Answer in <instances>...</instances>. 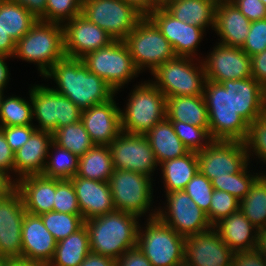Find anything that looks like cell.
Listing matches in <instances>:
<instances>
[{
    "mask_svg": "<svg viewBox=\"0 0 266 266\" xmlns=\"http://www.w3.org/2000/svg\"><path fill=\"white\" fill-rule=\"evenodd\" d=\"M74 185L84 221L115 211L109 182L78 177L70 179Z\"/></svg>",
    "mask_w": 266,
    "mask_h": 266,
    "instance_id": "603a6c76",
    "label": "cell"
},
{
    "mask_svg": "<svg viewBox=\"0 0 266 266\" xmlns=\"http://www.w3.org/2000/svg\"><path fill=\"white\" fill-rule=\"evenodd\" d=\"M4 89H1L0 88V108H1V104H2V102H3V99H4Z\"/></svg>",
    "mask_w": 266,
    "mask_h": 266,
    "instance_id": "a7ac6f4b",
    "label": "cell"
},
{
    "mask_svg": "<svg viewBox=\"0 0 266 266\" xmlns=\"http://www.w3.org/2000/svg\"><path fill=\"white\" fill-rule=\"evenodd\" d=\"M113 170L109 146L94 145L79 157L76 175L87 179L109 182Z\"/></svg>",
    "mask_w": 266,
    "mask_h": 266,
    "instance_id": "836d02e7",
    "label": "cell"
},
{
    "mask_svg": "<svg viewBox=\"0 0 266 266\" xmlns=\"http://www.w3.org/2000/svg\"><path fill=\"white\" fill-rule=\"evenodd\" d=\"M43 77L47 81L54 79L58 87L52 89L69 98L81 110L106 102L116 94L102 78L90 72L80 58L65 56Z\"/></svg>",
    "mask_w": 266,
    "mask_h": 266,
    "instance_id": "6da1fadb",
    "label": "cell"
},
{
    "mask_svg": "<svg viewBox=\"0 0 266 266\" xmlns=\"http://www.w3.org/2000/svg\"><path fill=\"white\" fill-rule=\"evenodd\" d=\"M8 266H41V265L21 259H14L9 263Z\"/></svg>",
    "mask_w": 266,
    "mask_h": 266,
    "instance_id": "03108f58",
    "label": "cell"
},
{
    "mask_svg": "<svg viewBox=\"0 0 266 266\" xmlns=\"http://www.w3.org/2000/svg\"><path fill=\"white\" fill-rule=\"evenodd\" d=\"M63 25L37 20L30 30L16 43L13 56L37 64L43 77L53 65L64 58Z\"/></svg>",
    "mask_w": 266,
    "mask_h": 266,
    "instance_id": "277c9868",
    "label": "cell"
},
{
    "mask_svg": "<svg viewBox=\"0 0 266 266\" xmlns=\"http://www.w3.org/2000/svg\"><path fill=\"white\" fill-rule=\"evenodd\" d=\"M203 61L206 80L221 83L252 77L251 57L241 48L216 43Z\"/></svg>",
    "mask_w": 266,
    "mask_h": 266,
    "instance_id": "ac0fdd59",
    "label": "cell"
},
{
    "mask_svg": "<svg viewBox=\"0 0 266 266\" xmlns=\"http://www.w3.org/2000/svg\"><path fill=\"white\" fill-rule=\"evenodd\" d=\"M146 221V227L139 225L137 246L151 264L153 266L183 264L185 237L164 224L158 217Z\"/></svg>",
    "mask_w": 266,
    "mask_h": 266,
    "instance_id": "9c48e42d",
    "label": "cell"
},
{
    "mask_svg": "<svg viewBox=\"0 0 266 266\" xmlns=\"http://www.w3.org/2000/svg\"><path fill=\"white\" fill-rule=\"evenodd\" d=\"M7 58H13L9 56H0V88L1 89H6L7 83L9 82L10 79V73H9V68L7 66V63L5 62Z\"/></svg>",
    "mask_w": 266,
    "mask_h": 266,
    "instance_id": "91938a15",
    "label": "cell"
},
{
    "mask_svg": "<svg viewBox=\"0 0 266 266\" xmlns=\"http://www.w3.org/2000/svg\"><path fill=\"white\" fill-rule=\"evenodd\" d=\"M251 73L264 89H266V50L251 57Z\"/></svg>",
    "mask_w": 266,
    "mask_h": 266,
    "instance_id": "11a10c76",
    "label": "cell"
},
{
    "mask_svg": "<svg viewBox=\"0 0 266 266\" xmlns=\"http://www.w3.org/2000/svg\"><path fill=\"white\" fill-rule=\"evenodd\" d=\"M184 191L205 213L209 211L214 188L211 181L199 170L188 182Z\"/></svg>",
    "mask_w": 266,
    "mask_h": 266,
    "instance_id": "7dc6e473",
    "label": "cell"
},
{
    "mask_svg": "<svg viewBox=\"0 0 266 266\" xmlns=\"http://www.w3.org/2000/svg\"><path fill=\"white\" fill-rule=\"evenodd\" d=\"M166 117L170 121L204 127L209 132L208 111L203 95L167 97Z\"/></svg>",
    "mask_w": 266,
    "mask_h": 266,
    "instance_id": "f1b7e54d",
    "label": "cell"
},
{
    "mask_svg": "<svg viewBox=\"0 0 266 266\" xmlns=\"http://www.w3.org/2000/svg\"><path fill=\"white\" fill-rule=\"evenodd\" d=\"M241 49L250 57L266 50V19L251 22Z\"/></svg>",
    "mask_w": 266,
    "mask_h": 266,
    "instance_id": "c3c4849f",
    "label": "cell"
},
{
    "mask_svg": "<svg viewBox=\"0 0 266 266\" xmlns=\"http://www.w3.org/2000/svg\"><path fill=\"white\" fill-rule=\"evenodd\" d=\"M21 237L22 260L48 266L53 259L57 241L45 228L39 215L25 213Z\"/></svg>",
    "mask_w": 266,
    "mask_h": 266,
    "instance_id": "44dd1931",
    "label": "cell"
},
{
    "mask_svg": "<svg viewBox=\"0 0 266 266\" xmlns=\"http://www.w3.org/2000/svg\"><path fill=\"white\" fill-rule=\"evenodd\" d=\"M64 52L67 57L82 59L88 53L107 46L113 39L105 30L78 15L63 24Z\"/></svg>",
    "mask_w": 266,
    "mask_h": 266,
    "instance_id": "ffe728a7",
    "label": "cell"
},
{
    "mask_svg": "<svg viewBox=\"0 0 266 266\" xmlns=\"http://www.w3.org/2000/svg\"><path fill=\"white\" fill-rule=\"evenodd\" d=\"M171 0H149V14L155 9L165 7Z\"/></svg>",
    "mask_w": 266,
    "mask_h": 266,
    "instance_id": "e7e4bbea",
    "label": "cell"
},
{
    "mask_svg": "<svg viewBox=\"0 0 266 266\" xmlns=\"http://www.w3.org/2000/svg\"><path fill=\"white\" fill-rule=\"evenodd\" d=\"M233 252L250 251L257 247L258 229L239 209L213 226Z\"/></svg>",
    "mask_w": 266,
    "mask_h": 266,
    "instance_id": "83f0119b",
    "label": "cell"
},
{
    "mask_svg": "<svg viewBox=\"0 0 266 266\" xmlns=\"http://www.w3.org/2000/svg\"><path fill=\"white\" fill-rule=\"evenodd\" d=\"M165 193L184 190L198 171L196 152L162 162L160 165Z\"/></svg>",
    "mask_w": 266,
    "mask_h": 266,
    "instance_id": "1f68e13d",
    "label": "cell"
},
{
    "mask_svg": "<svg viewBox=\"0 0 266 266\" xmlns=\"http://www.w3.org/2000/svg\"><path fill=\"white\" fill-rule=\"evenodd\" d=\"M49 148L54 151L48 152L47 159L49 160L46 162L42 175L59 180H70L75 177L78 170L79 156L61 148L54 142L51 143Z\"/></svg>",
    "mask_w": 266,
    "mask_h": 266,
    "instance_id": "8d00e7d4",
    "label": "cell"
},
{
    "mask_svg": "<svg viewBox=\"0 0 266 266\" xmlns=\"http://www.w3.org/2000/svg\"><path fill=\"white\" fill-rule=\"evenodd\" d=\"M240 201L225 191L214 189L209 211L206 213L209 223L214 226L224 217L239 210Z\"/></svg>",
    "mask_w": 266,
    "mask_h": 266,
    "instance_id": "f6af8a7d",
    "label": "cell"
},
{
    "mask_svg": "<svg viewBox=\"0 0 266 266\" xmlns=\"http://www.w3.org/2000/svg\"><path fill=\"white\" fill-rule=\"evenodd\" d=\"M249 162L237 173L228 174V177L214 178L211 180L214 189L228 192L241 201L250 191L253 183L263 174L248 171ZM256 174V175H255Z\"/></svg>",
    "mask_w": 266,
    "mask_h": 266,
    "instance_id": "ab89813d",
    "label": "cell"
},
{
    "mask_svg": "<svg viewBox=\"0 0 266 266\" xmlns=\"http://www.w3.org/2000/svg\"><path fill=\"white\" fill-rule=\"evenodd\" d=\"M124 42L140 73L145 69L152 73L158 66L176 57L172 45L148 16L138 22Z\"/></svg>",
    "mask_w": 266,
    "mask_h": 266,
    "instance_id": "52a82bcc",
    "label": "cell"
},
{
    "mask_svg": "<svg viewBox=\"0 0 266 266\" xmlns=\"http://www.w3.org/2000/svg\"><path fill=\"white\" fill-rule=\"evenodd\" d=\"M198 170L210 181L239 172L248 162L245 143L242 141L213 140L196 153Z\"/></svg>",
    "mask_w": 266,
    "mask_h": 266,
    "instance_id": "5bb4252c",
    "label": "cell"
},
{
    "mask_svg": "<svg viewBox=\"0 0 266 266\" xmlns=\"http://www.w3.org/2000/svg\"><path fill=\"white\" fill-rule=\"evenodd\" d=\"M25 7L35 18L40 20L45 15L47 0H11Z\"/></svg>",
    "mask_w": 266,
    "mask_h": 266,
    "instance_id": "9f6ffc18",
    "label": "cell"
},
{
    "mask_svg": "<svg viewBox=\"0 0 266 266\" xmlns=\"http://www.w3.org/2000/svg\"><path fill=\"white\" fill-rule=\"evenodd\" d=\"M16 51V42L0 27V56L13 57Z\"/></svg>",
    "mask_w": 266,
    "mask_h": 266,
    "instance_id": "680465c9",
    "label": "cell"
},
{
    "mask_svg": "<svg viewBox=\"0 0 266 266\" xmlns=\"http://www.w3.org/2000/svg\"><path fill=\"white\" fill-rule=\"evenodd\" d=\"M79 266H116L112 257L90 252Z\"/></svg>",
    "mask_w": 266,
    "mask_h": 266,
    "instance_id": "6f0895ef",
    "label": "cell"
},
{
    "mask_svg": "<svg viewBox=\"0 0 266 266\" xmlns=\"http://www.w3.org/2000/svg\"><path fill=\"white\" fill-rule=\"evenodd\" d=\"M126 3L133 5L144 16L149 15V0H124Z\"/></svg>",
    "mask_w": 266,
    "mask_h": 266,
    "instance_id": "6125c7cd",
    "label": "cell"
},
{
    "mask_svg": "<svg viewBox=\"0 0 266 266\" xmlns=\"http://www.w3.org/2000/svg\"><path fill=\"white\" fill-rule=\"evenodd\" d=\"M33 119L37 130L53 133L56 129L80 121L81 109L66 96L60 95L52 87L34 85L30 87Z\"/></svg>",
    "mask_w": 266,
    "mask_h": 266,
    "instance_id": "7c38bea8",
    "label": "cell"
},
{
    "mask_svg": "<svg viewBox=\"0 0 266 266\" xmlns=\"http://www.w3.org/2000/svg\"><path fill=\"white\" fill-rule=\"evenodd\" d=\"M166 208H158L157 217L184 237L209 230L206 213L184 191L165 193ZM163 209V210H162Z\"/></svg>",
    "mask_w": 266,
    "mask_h": 266,
    "instance_id": "4fadbf2b",
    "label": "cell"
},
{
    "mask_svg": "<svg viewBox=\"0 0 266 266\" xmlns=\"http://www.w3.org/2000/svg\"><path fill=\"white\" fill-rule=\"evenodd\" d=\"M233 253L212 226L185 237L183 263L188 266H232Z\"/></svg>",
    "mask_w": 266,
    "mask_h": 266,
    "instance_id": "e0dca14e",
    "label": "cell"
},
{
    "mask_svg": "<svg viewBox=\"0 0 266 266\" xmlns=\"http://www.w3.org/2000/svg\"><path fill=\"white\" fill-rule=\"evenodd\" d=\"M171 123L175 133L189 151L197 153L213 141L204 127H197L179 121H171Z\"/></svg>",
    "mask_w": 266,
    "mask_h": 266,
    "instance_id": "b9f144b4",
    "label": "cell"
},
{
    "mask_svg": "<svg viewBox=\"0 0 266 266\" xmlns=\"http://www.w3.org/2000/svg\"><path fill=\"white\" fill-rule=\"evenodd\" d=\"M152 177L130 170H113L110 177L111 195L116 210L143 217L149 213L147 219L157 217L158 209L153 207Z\"/></svg>",
    "mask_w": 266,
    "mask_h": 266,
    "instance_id": "ba28073f",
    "label": "cell"
},
{
    "mask_svg": "<svg viewBox=\"0 0 266 266\" xmlns=\"http://www.w3.org/2000/svg\"><path fill=\"white\" fill-rule=\"evenodd\" d=\"M239 209L258 229L266 228V173L251 186L248 194L240 201Z\"/></svg>",
    "mask_w": 266,
    "mask_h": 266,
    "instance_id": "d590c367",
    "label": "cell"
},
{
    "mask_svg": "<svg viewBox=\"0 0 266 266\" xmlns=\"http://www.w3.org/2000/svg\"><path fill=\"white\" fill-rule=\"evenodd\" d=\"M14 187L20 192L27 213L41 215L53 211L56 179L42 174L28 175L16 180Z\"/></svg>",
    "mask_w": 266,
    "mask_h": 266,
    "instance_id": "d4e9b609",
    "label": "cell"
},
{
    "mask_svg": "<svg viewBox=\"0 0 266 266\" xmlns=\"http://www.w3.org/2000/svg\"><path fill=\"white\" fill-rule=\"evenodd\" d=\"M256 250L266 258V228L258 230Z\"/></svg>",
    "mask_w": 266,
    "mask_h": 266,
    "instance_id": "be15d7a7",
    "label": "cell"
},
{
    "mask_svg": "<svg viewBox=\"0 0 266 266\" xmlns=\"http://www.w3.org/2000/svg\"><path fill=\"white\" fill-rule=\"evenodd\" d=\"M244 143L248 160L255 154L266 165V112L250 124Z\"/></svg>",
    "mask_w": 266,
    "mask_h": 266,
    "instance_id": "7bdbcfd3",
    "label": "cell"
},
{
    "mask_svg": "<svg viewBox=\"0 0 266 266\" xmlns=\"http://www.w3.org/2000/svg\"><path fill=\"white\" fill-rule=\"evenodd\" d=\"M127 100L126 109H120L121 130L126 133L146 135L166 118V97L150 80L136 85Z\"/></svg>",
    "mask_w": 266,
    "mask_h": 266,
    "instance_id": "5b68a950",
    "label": "cell"
},
{
    "mask_svg": "<svg viewBox=\"0 0 266 266\" xmlns=\"http://www.w3.org/2000/svg\"><path fill=\"white\" fill-rule=\"evenodd\" d=\"M116 266H153L145 257L144 252L135 246L125 251L119 259L116 260Z\"/></svg>",
    "mask_w": 266,
    "mask_h": 266,
    "instance_id": "f5cc1de1",
    "label": "cell"
},
{
    "mask_svg": "<svg viewBox=\"0 0 266 266\" xmlns=\"http://www.w3.org/2000/svg\"><path fill=\"white\" fill-rule=\"evenodd\" d=\"M81 15L118 41H124L144 17L124 0H83Z\"/></svg>",
    "mask_w": 266,
    "mask_h": 266,
    "instance_id": "8fae6325",
    "label": "cell"
},
{
    "mask_svg": "<svg viewBox=\"0 0 266 266\" xmlns=\"http://www.w3.org/2000/svg\"><path fill=\"white\" fill-rule=\"evenodd\" d=\"M53 211L81 215L76 191L71 180L56 179Z\"/></svg>",
    "mask_w": 266,
    "mask_h": 266,
    "instance_id": "bcb514c9",
    "label": "cell"
},
{
    "mask_svg": "<svg viewBox=\"0 0 266 266\" xmlns=\"http://www.w3.org/2000/svg\"><path fill=\"white\" fill-rule=\"evenodd\" d=\"M0 129L3 131L11 150L15 153L28 141L32 133L36 130V127L34 125H18L0 127Z\"/></svg>",
    "mask_w": 266,
    "mask_h": 266,
    "instance_id": "681fc988",
    "label": "cell"
},
{
    "mask_svg": "<svg viewBox=\"0 0 266 266\" xmlns=\"http://www.w3.org/2000/svg\"><path fill=\"white\" fill-rule=\"evenodd\" d=\"M33 125L32 102L19 96L5 97L0 108V127Z\"/></svg>",
    "mask_w": 266,
    "mask_h": 266,
    "instance_id": "f35d334b",
    "label": "cell"
},
{
    "mask_svg": "<svg viewBox=\"0 0 266 266\" xmlns=\"http://www.w3.org/2000/svg\"><path fill=\"white\" fill-rule=\"evenodd\" d=\"M26 210L13 187L0 198V257L22 260V223Z\"/></svg>",
    "mask_w": 266,
    "mask_h": 266,
    "instance_id": "2e32d148",
    "label": "cell"
},
{
    "mask_svg": "<svg viewBox=\"0 0 266 266\" xmlns=\"http://www.w3.org/2000/svg\"><path fill=\"white\" fill-rule=\"evenodd\" d=\"M14 187V182L0 171V198Z\"/></svg>",
    "mask_w": 266,
    "mask_h": 266,
    "instance_id": "94428289",
    "label": "cell"
},
{
    "mask_svg": "<svg viewBox=\"0 0 266 266\" xmlns=\"http://www.w3.org/2000/svg\"><path fill=\"white\" fill-rule=\"evenodd\" d=\"M113 168L152 176L159 166L145 135L122 131L109 145Z\"/></svg>",
    "mask_w": 266,
    "mask_h": 266,
    "instance_id": "9a60e30c",
    "label": "cell"
},
{
    "mask_svg": "<svg viewBox=\"0 0 266 266\" xmlns=\"http://www.w3.org/2000/svg\"><path fill=\"white\" fill-rule=\"evenodd\" d=\"M154 152L155 159L162 162L184 156L189 150L175 133L171 121L166 117L145 135Z\"/></svg>",
    "mask_w": 266,
    "mask_h": 266,
    "instance_id": "f546056e",
    "label": "cell"
},
{
    "mask_svg": "<svg viewBox=\"0 0 266 266\" xmlns=\"http://www.w3.org/2000/svg\"><path fill=\"white\" fill-rule=\"evenodd\" d=\"M52 142L51 132L36 129L32 133L28 141L14 153V174H18L13 182L28 175L43 173Z\"/></svg>",
    "mask_w": 266,
    "mask_h": 266,
    "instance_id": "cb8c5ba5",
    "label": "cell"
},
{
    "mask_svg": "<svg viewBox=\"0 0 266 266\" xmlns=\"http://www.w3.org/2000/svg\"><path fill=\"white\" fill-rule=\"evenodd\" d=\"M205 1L213 2L217 6L222 0H205Z\"/></svg>",
    "mask_w": 266,
    "mask_h": 266,
    "instance_id": "89a4df30",
    "label": "cell"
},
{
    "mask_svg": "<svg viewBox=\"0 0 266 266\" xmlns=\"http://www.w3.org/2000/svg\"><path fill=\"white\" fill-rule=\"evenodd\" d=\"M82 59L89 71L102 78L116 93L140 73L124 41L113 40Z\"/></svg>",
    "mask_w": 266,
    "mask_h": 266,
    "instance_id": "30bf717a",
    "label": "cell"
},
{
    "mask_svg": "<svg viewBox=\"0 0 266 266\" xmlns=\"http://www.w3.org/2000/svg\"><path fill=\"white\" fill-rule=\"evenodd\" d=\"M251 22L266 19V6L260 0H231Z\"/></svg>",
    "mask_w": 266,
    "mask_h": 266,
    "instance_id": "f907efd6",
    "label": "cell"
},
{
    "mask_svg": "<svg viewBox=\"0 0 266 266\" xmlns=\"http://www.w3.org/2000/svg\"><path fill=\"white\" fill-rule=\"evenodd\" d=\"M81 8L82 0H47L45 15L40 20L63 25L80 15Z\"/></svg>",
    "mask_w": 266,
    "mask_h": 266,
    "instance_id": "ee69618b",
    "label": "cell"
},
{
    "mask_svg": "<svg viewBox=\"0 0 266 266\" xmlns=\"http://www.w3.org/2000/svg\"><path fill=\"white\" fill-rule=\"evenodd\" d=\"M148 17L172 45L176 56L196 58L197 48L205 35L203 28L176 19L164 7L155 8Z\"/></svg>",
    "mask_w": 266,
    "mask_h": 266,
    "instance_id": "d6986e66",
    "label": "cell"
},
{
    "mask_svg": "<svg viewBox=\"0 0 266 266\" xmlns=\"http://www.w3.org/2000/svg\"><path fill=\"white\" fill-rule=\"evenodd\" d=\"M80 120L95 145L108 146L122 132L120 107L114 96L106 102L82 110Z\"/></svg>",
    "mask_w": 266,
    "mask_h": 266,
    "instance_id": "7402d4cb",
    "label": "cell"
},
{
    "mask_svg": "<svg viewBox=\"0 0 266 266\" xmlns=\"http://www.w3.org/2000/svg\"><path fill=\"white\" fill-rule=\"evenodd\" d=\"M38 19L11 0H0V27L17 43Z\"/></svg>",
    "mask_w": 266,
    "mask_h": 266,
    "instance_id": "e575fe53",
    "label": "cell"
},
{
    "mask_svg": "<svg viewBox=\"0 0 266 266\" xmlns=\"http://www.w3.org/2000/svg\"><path fill=\"white\" fill-rule=\"evenodd\" d=\"M232 109L249 124L266 112V89L254 78L231 80Z\"/></svg>",
    "mask_w": 266,
    "mask_h": 266,
    "instance_id": "4316f807",
    "label": "cell"
},
{
    "mask_svg": "<svg viewBox=\"0 0 266 266\" xmlns=\"http://www.w3.org/2000/svg\"><path fill=\"white\" fill-rule=\"evenodd\" d=\"M251 21L230 1H221L215 10L214 31L220 44L242 48L249 33Z\"/></svg>",
    "mask_w": 266,
    "mask_h": 266,
    "instance_id": "484cf974",
    "label": "cell"
},
{
    "mask_svg": "<svg viewBox=\"0 0 266 266\" xmlns=\"http://www.w3.org/2000/svg\"><path fill=\"white\" fill-rule=\"evenodd\" d=\"M203 97L208 111L211 139L244 142L250 124L232 109L231 80L221 83L206 80Z\"/></svg>",
    "mask_w": 266,
    "mask_h": 266,
    "instance_id": "3957f363",
    "label": "cell"
},
{
    "mask_svg": "<svg viewBox=\"0 0 266 266\" xmlns=\"http://www.w3.org/2000/svg\"><path fill=\"white\" fill-rule=\"evenodd\" d=\"M266 6V0H260Z\"/></svg>",
    "mask_w": 266,
    "mask_h": 266,
    "instance_id": "2644e50d",
    "label": "cell"
},
{
    "mask_svg": "<svg viewBox=\"0 0 266 266\" xmlns=\"http://www.w3.org/2000/svg\"><path fill=\"white\" fill-rule=\"evenodd\" d=\"M45 228L57 242L65 239L84 225L82 215L50 211L39 215Z\"/></svg>",
    "mask_w": 266,
    "mask_h": 266,
    "instance_id": "60d3db41",
    "label": "cell"
},
{
    "mask_svg": "<svg viewBox=\"0 0 266 266\" xmlns=\"http://www.w3.org/2000/svg\"><path fill=\"white\" fill-rule=\"evenodd\" d=\"M139 217L120 210L84 221L91 252L115 260L137 245ZM138 220V221H137Z\"/></svg>",
    "mask_w": 266,
    "mask_h": 266,
    "instance_id": "7a4b0ae2",
    "label": "cell"
},
{
    "mask_svg": "<svg viewBox=\"0 0 266 266\" xmlns=\"http://www.w3.org/2000/svg\"><path fill=\"white\" fill-rule=\"evenodd\" d=\"M13 259L0 257V266H8Z\"/></svg>",
    "mask_w": 266,
    "mask_h": 266,
    "instance_id": "003e7915",
    "label": "cell"
},
{
    "mask_svg": "<svg viewBox=\"0 0 266 266\" xmlns=\"http://www.w3.org/2000/svg\"><path fill=\"white\" fill-rule=\"evenodd\" d=\"M173 17L206 31L214 30L216 5L205 0H171L164 7Z\"/></svg>",
    "mask_w": 266,
    "mask_h": 266,
    "instance_id": "4dcf8cb0",
    "label": "cell"
},
{
    "mask_svg": "<svg viewBox=\"0 0 266 266\" xmlns=\"http://www.w3.org/2000/svg\"><path fill=\"white\" fill-rule=\"evenodd\" d=\"M193 60L180 56L167 60L151 73L155 80L150 81L166 98L203 95L206 81L204 65L202 60L197 62L198 65Z\"/></svg>",
    "mask_w": 266,
    "mask_h": 266,
    "instance_id": "8992f818",
    "label": "cell"
},
{
    "mask_svg": "<svg viewBox=\"0 0 266 266\" xmlns=\"http://www.w3.org/2000/svg\"><path fill=\"white\" fill-rule=\"evenodd\" d=\"M0 171L8 178L14 173V152L6 141L3 131L0 129ZM13 171V172H12Z\"/></svg>",
    "mask_w": 266,
    "mask_h": 266,
    "instance_id": "816d5d0a",
    "label": "cell"
},
{
    "mask_svg": "<svg viewBox=\"0 0 266 266\" xmlns=\"http://www.w3.org/2000/svg\"><path fill=\"white\" fill-rule=\"evenodd\" d=\"M232 266H266V258L256 249L234 252L232 256Z\"/></svg>",
    "mask_w": 266,
    "mask_h": 266,
    "instance_id": "db71d44e",
    "label": "cell"
},
{
    "mask_svg": "<svg viewBox=\"0 0 266 266\" xmlns=\"http://www.w3.org/2000/svg\"><path fill=\"white\" fill-rule=\"evenodd\" d=\"M91 252L89 234L85 225L57 242L53 259L48 266H79Z\"/></svg>",
    "mask_w": 266,
    "mask_h": 266,
    "instance_id": "d6a6232c",
    "label": "cell"
},
{
    "mask_svg": "<svg viewBox=\"0 0 266 266\" xmlns=\"http://www.w3.org/2000/svg\"><path fill=\"white\" fill-rule=\"evenodd\" d=\"M52 134L55 144L79 157L95 145L81 120L58 128Z\"/></svg>",
    "mask_w": 266,
    "mask_h": 266,
    "instance_id": "74e56055",
    "label": "cell"
},
{
    "mask_svg": "<svg viewBox=\"0 0 266 266\" xmlns=\"http://www.w3.org/2000/svg\"><path fill=\"white\" fill-rule=\"evenodd\" d=\"M178 266H188V265H186V264L183 263V264H180V265H178Z\"/></svg>",
    "mask_w": 266,
    "mask_h": 266,
    "instance_id": "8c879c8a",
    "label": "cell"
}]
</instances>
